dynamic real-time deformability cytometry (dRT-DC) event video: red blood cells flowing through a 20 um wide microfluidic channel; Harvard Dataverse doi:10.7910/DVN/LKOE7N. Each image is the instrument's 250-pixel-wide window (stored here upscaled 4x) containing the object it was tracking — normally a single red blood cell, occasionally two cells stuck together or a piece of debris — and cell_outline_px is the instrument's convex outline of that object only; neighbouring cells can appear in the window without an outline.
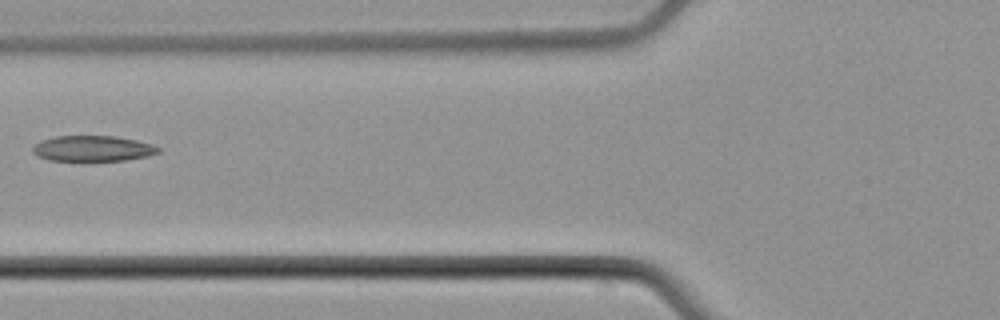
{"species": "common noctule bat (a hibernating species)", "species_latin": "Nyctalus noctula", "temperature_condition": "cold", "stored_images_in_passage": 5, "camera_frame_rate_fps": 3000, "um_per_image_px": 0.085, "animal": {"sex": "male", "body_mass_g": 21.5, "forearm_length_mm": 52.0}, "frame": {"image": 1, "passage_image": 5, "time_ms": 5.667, "image_size_px": [1000, 320], "cell_outline_px": [[160, 152], [148, 156], [124, 160], [52, 160], [40, 156], [32, 152], [32, 148], [40, 140], [56, 136], [116, 136], [136, 140], [152, 144], [160, 148]], "centroid_in_image_um": [7.91, 12.61], "position_along_channel_um": 117.9, "area_um2": 18.55}}